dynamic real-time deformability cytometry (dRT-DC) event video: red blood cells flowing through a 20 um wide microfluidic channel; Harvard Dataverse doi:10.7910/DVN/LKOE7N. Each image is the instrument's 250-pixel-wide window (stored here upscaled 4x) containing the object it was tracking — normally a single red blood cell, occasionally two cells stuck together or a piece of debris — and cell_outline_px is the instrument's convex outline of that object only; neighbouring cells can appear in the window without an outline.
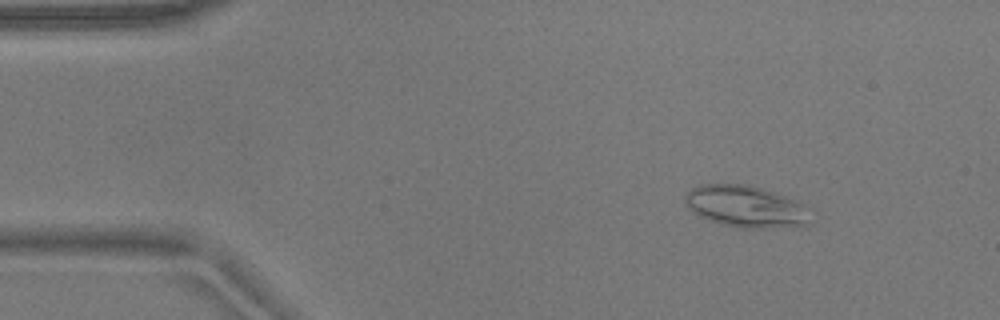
{"species": "common noctule bat (a hibernating species)", "species_latin": "Nyctalus noctula", "temperature_condition": "warm", "stored_images_in_passage": 30, "camera_frame_rate_fps": 3000, "um_per_image_px": 0.085, "animal": {"sex": "male", "body_mass_g": 17.9}, "frame": {"image": 1, "passage_image": 1, "time_ms": 0.0, "image_size_px": [1000, 320], "cell_outline_px": [[812, 224], [760, 228], [736, 228], [708, 220], [692, 212], [688, 208], [684, 200], [684, 196], [692, 188], [700, 184], [748, 184], [784, 196], [800, 204]], "centroid_in_image_um": [63.27, 17.55], "position_along_channel_um": 21.7, "area_um2": 29.94}}
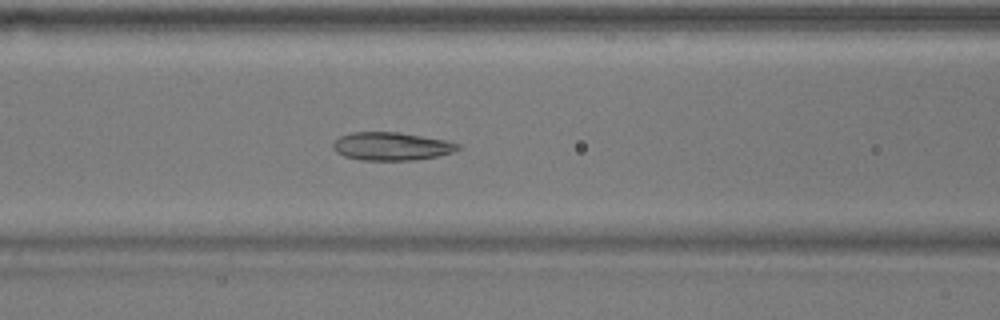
{"frame": {"image": 2, "passage_image": 16, "time_ms": 5.0, "image_size_px": [1000, 320], "cell_outline_px": [[460, 148], [452, 152], [436, 156], [412, 160], [360, 160], [344, 156], [336, 152], [332, 148], [332, 144], [340, 136], [352, 132], [400, 132], [444, 140], [460, 144]], "centroid_in_image_um": [33.23, 12.43], "position_along_channel_um": 133.4, "area_um2": 20.35}}